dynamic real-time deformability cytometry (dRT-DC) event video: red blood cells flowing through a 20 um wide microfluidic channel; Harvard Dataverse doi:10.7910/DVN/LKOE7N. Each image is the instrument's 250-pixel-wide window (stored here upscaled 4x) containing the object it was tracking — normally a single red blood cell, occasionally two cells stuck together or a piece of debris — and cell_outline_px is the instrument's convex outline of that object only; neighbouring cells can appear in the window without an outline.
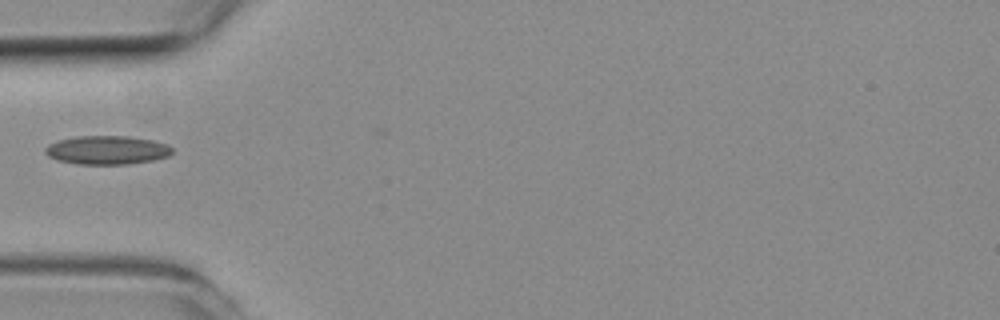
{"species": "common noctule bat (a hibernating species)", "species_latin": "Nyctalus noctula", "temperature_condition": "room temperature", "stored_images_in_passage": 36, "camera_frame_rate_fps": 3000, "um_per_image_px": 0.085, "animal": {"sex": "female", "body_mass_g": 19.3, "forearm_length_mm": 54.1}, "frame": {"image": 1, "passage_image": 1, "time_ms": 0.0, "image_size_px": [1000, 320], "cell_outline_px": [[172, 152], [168, 156], [152, 160], [128, 164], [80, 164], [60, 160], [48, 156], [44, 152], [44, 148], [48, 144], [60, 140], [76, 136], [128, 136], [152, 140], [168, 144], [172, 148]], "centroid_in_image_um": [9.1, 12.75], "position_along_channel_um": 75.9, "area_um2": 21.1}}
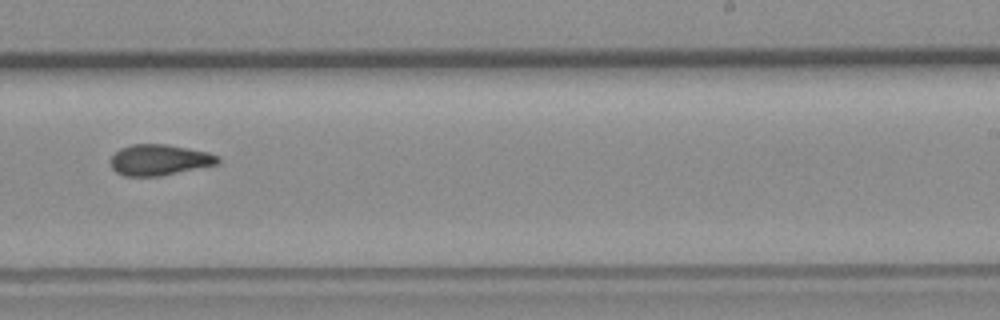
{"frame": {"image": 2, "passage_image": 16, "time_ms": 5.0, "image_size_px": [1000, 320], "cell_outline_px": [[220, 164], [160, 176], [124, 176], [116, 172], [112, 168], [112, 156], [120, 148], [132, 144], [168, 144], [208, 152], [220, 156]], "centroid_in_image_um": [13.59, 13.59], "position_along_channel_um": 275.4, "area_um2": 19.42}}
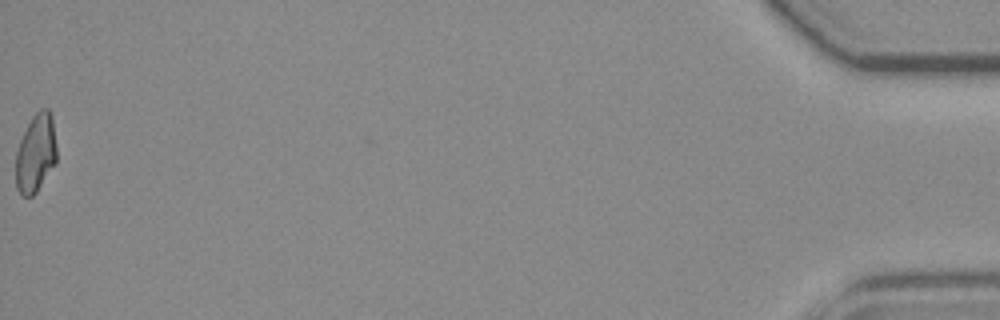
{"frame": {"image": 3, "passage_image": 36, "time_ms": 11.667, "image_size_px": [1000, 320], "cell_outline_px": [[56, 164], [36, 192], [32, 196], [24, 196], [16, 188], [16, 152], [20, 140], [32, 116], [40, 108], [48, 108], [52, 116], [56, 144]], "centroid_in_image_um": [3.05, 13.01], "position_along_channel_um": 432.2, "area_um2": 18.73}}